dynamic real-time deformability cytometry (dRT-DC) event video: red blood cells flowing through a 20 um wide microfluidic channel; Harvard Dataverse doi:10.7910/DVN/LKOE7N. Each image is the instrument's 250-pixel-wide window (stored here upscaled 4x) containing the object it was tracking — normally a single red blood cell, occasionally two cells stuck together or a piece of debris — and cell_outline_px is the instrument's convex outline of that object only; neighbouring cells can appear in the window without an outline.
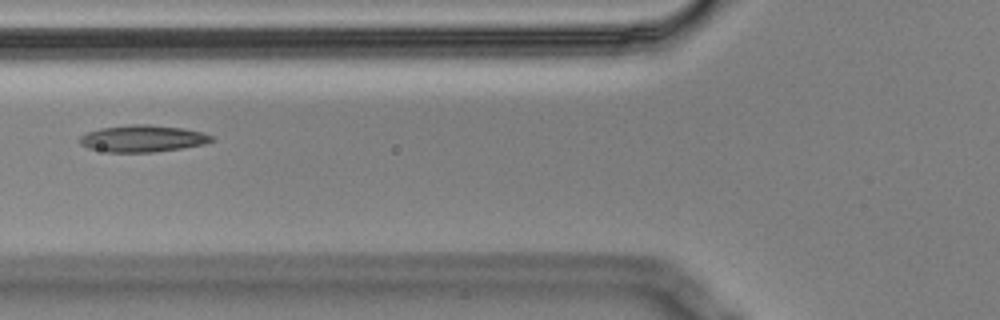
{"species": "Egyptian fruit bat (a non-hibernating species)", "species_latin": "Rousettus aegyptiacus", "temperature_condition": "cold", "stored_images_in_passage": 2, "camera_frame_rate_fps": 3000, "um_per_image_px": 0.085, "animal": {"sex": "male"}, "frame": {"image": 1, "passage_image": 2, "time_ms": 0.333, "image_size_px": [1000, 320], "cell_outline_px": [[216, 140], [204, 144], [180, 148], [152, 152], [108, 152], [88, 148], [80, 144], [80, 136], [88, 132], [100, 128], [128, 124], [148, 124], [184, 128], [204, 132], [212, 136]], "centroid_in_image_um": [12.14, 11.76], "position_along_channel_um": 113.7, "area_um2": 20.69}}